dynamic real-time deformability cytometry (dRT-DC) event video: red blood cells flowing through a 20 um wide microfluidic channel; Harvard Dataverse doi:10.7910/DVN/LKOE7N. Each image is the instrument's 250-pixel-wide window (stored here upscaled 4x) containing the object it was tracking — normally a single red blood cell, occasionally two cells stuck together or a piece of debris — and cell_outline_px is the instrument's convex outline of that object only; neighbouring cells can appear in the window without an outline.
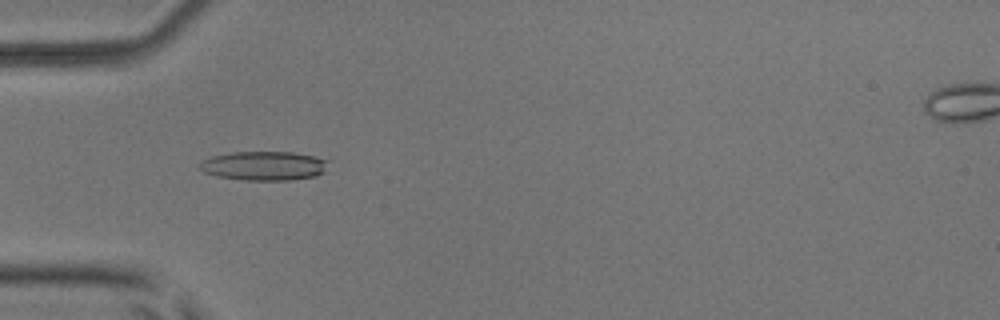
{"species": "common noctule bat (a hibernating species)", "species_latin": "Nyctalus noctula", "temperature_condition": "room temperature", "stored_images_in_passage": 2, "camera_frame_rate_fps": 3000, "um_per_image_px": 0.085, "animal": {"sex": "male", "body_mass_g": 17.9, "forearm_length_mm": 54.2}, "frame": {"image": 1, "passage_image": 1, "time_ms": 0.0, "image_size_px": [1000, 320], "cell_outline_px": [[328, 160], [324, 172], [316, 176], [292, 180], [244, 180], [216, 176], [204, 172], [196, 168], [196, 164], [212, 156], [232, 152], [292, 152], [312, 156]], "centroid_in_image_um": [22.39, 14.1], "position_along_channel_um": 62.6, "area_um2": 21.91}}
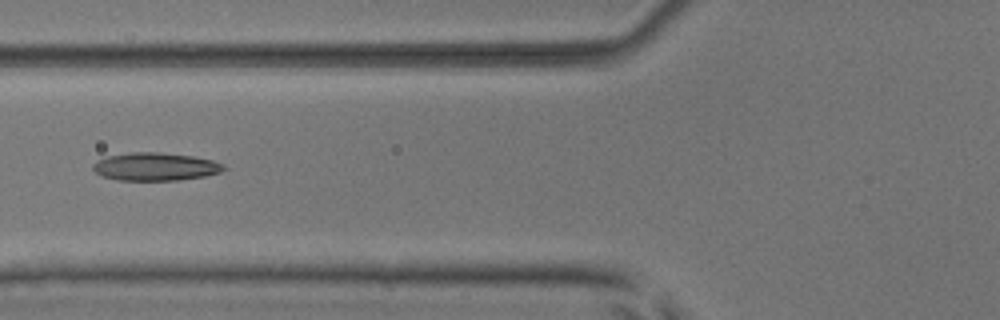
{"frame": {"image": 2, "passage_image": 2, "time_ms": 0.333, "image_size_px": [1000, 320], "cell_outline_px": [[228, 168], [220, 172], [204, 176], [180, 180], [116, 180], [100, 176], [92, 168], [92, 164], [96, 160], [108, 156], [132, 152], [156, 152], [192, 156], [212, 160], [224, 164]], "centroid_in_image_um": [13.19, 14.17], "position_along_channel_um": 112.6, "area_um2": 21.39}}